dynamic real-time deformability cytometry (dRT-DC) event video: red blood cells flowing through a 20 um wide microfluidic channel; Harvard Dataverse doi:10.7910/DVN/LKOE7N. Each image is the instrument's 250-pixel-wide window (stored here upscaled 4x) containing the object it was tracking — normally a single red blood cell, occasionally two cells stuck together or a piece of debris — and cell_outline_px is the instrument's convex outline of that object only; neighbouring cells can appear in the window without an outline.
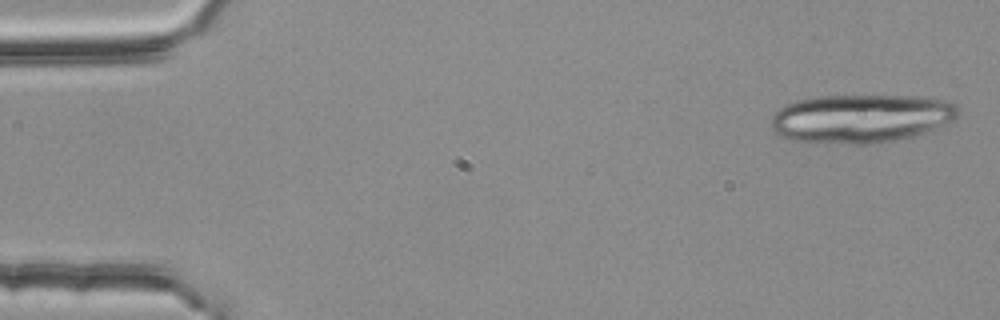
{"species": "common noctule bat (a hibernating species)", "species_latin": "Nyctalus noctula", "temperature_condition": "room temperature", "stored_images_in_passage": 5, "camera_frame_rate_fps": 3000, "um_per_image_px": 0.085, "animal": {"sex": "female", "body_mass_g": 25.1}, "frame": {"image": 1, "passage_image": 1, "time_ms": 0.0, "image_size_px": [1000, 320], "cell_outline_px": [[960, 112], [952, 120], [932, 128], [908, 136], [892, 140], [868, 144], [812, 144], [788, 140], [780, 136], [772, 128], [772, 116], [780, 108], [796, 100], [816, 96], [896, 96], [948, 100], [956, 104]], "centroid_in_image_um": [73.07, 10.08], "position_along_channel_um": 11.9, "area_um2": 52.6}}